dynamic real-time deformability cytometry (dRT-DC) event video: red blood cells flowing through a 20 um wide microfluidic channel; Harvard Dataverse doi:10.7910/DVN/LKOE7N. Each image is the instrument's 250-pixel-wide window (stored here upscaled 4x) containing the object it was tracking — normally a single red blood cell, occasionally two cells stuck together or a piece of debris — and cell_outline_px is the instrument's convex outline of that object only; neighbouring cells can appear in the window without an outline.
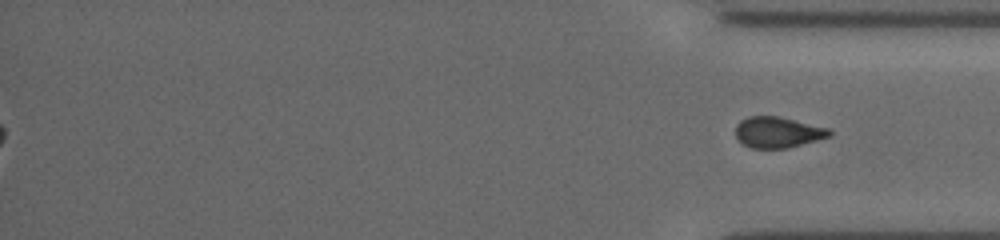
{"species": "common noctule bat (a hibernating species)", "species_latin": "Nyctalus noctula", "temperature_condition": "cold", "stored_images_in_passage": 57, "segment_of_instrument_passage": [2, 2], "camera_frame_rate_fps": 3000, "um_per_image_px": 0.085, "animal": {"sex": "female", "body_mass_g": 19.5, "forearm_length_mm": 54.1}, "frame": {"image": 1, "passage_image": 57, "time_ms": 18.667, "image_size_px": [1000, 240], "cell_outline_px": [[832, 136], [788, 148], [752, 148], [744, 144], [736, 136], [736, 124], [740, 120], [748, 116], [780, 116], [828, 128], [832, 132]], "centroid_in_image_um": [66.12, 11.23], "position_along_channel_um": 369.1, "area_um2": 16.94}}